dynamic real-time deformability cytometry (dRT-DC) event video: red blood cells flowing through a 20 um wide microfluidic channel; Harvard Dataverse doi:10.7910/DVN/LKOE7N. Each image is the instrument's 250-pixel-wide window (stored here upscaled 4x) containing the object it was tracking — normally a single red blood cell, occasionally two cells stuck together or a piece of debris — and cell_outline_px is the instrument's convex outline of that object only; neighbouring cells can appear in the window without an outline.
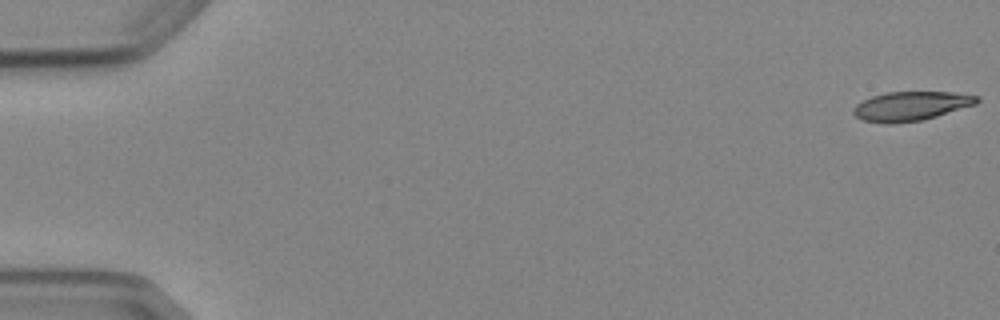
{"species": "Egyptian fruit bat (a non-hibernating species)", "species_latin": "Rousettus aegyptiacus", "temperature_condition": "cold", "stored_images_in_passage": 6, "camera_frame_rate_fps": 3000, "um_per_image_px": 0.085, "animal": {"sex": "female"}, "frame": {"image": 1, "passage_image": 1, "time_ms": 0.0, "image_size_px": [1000, 320], "cell_outline_px": [[980, 100], [976, 104], [924, 120], [892, 124], [884, 124], [864, 120], [856, 116], [852, 112], [852, 108], [856, 104], [872, 96], [888, 92], [952, 92], [980, 96]], "centroid_in_image_um": [77.43, 9.02], "position_along_channel_um": 7.6, "area_um2": 21.1}}
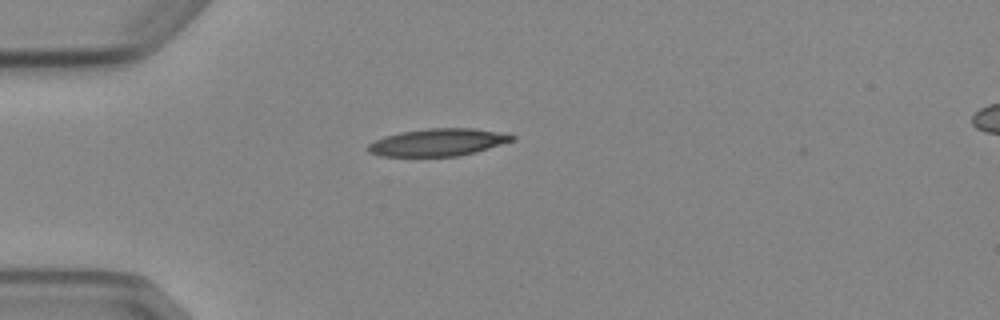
{"frame": {"image": 2, "passage_image": 5, "time_ms": 4.667, "image_size_px": [1000, 320], "cell_outline_px": [[516, 140], [476, 152], [456, 156], [380, 156], [368, 152], [368, 144], [384, 136], [400, 132], [432, 128], [472, 128], [496, 132], [516, 136]], "centroid_in_image_um": [37.22, 12.1], "position_along_channel_um": 47.8, "area_um2": 22.83}}